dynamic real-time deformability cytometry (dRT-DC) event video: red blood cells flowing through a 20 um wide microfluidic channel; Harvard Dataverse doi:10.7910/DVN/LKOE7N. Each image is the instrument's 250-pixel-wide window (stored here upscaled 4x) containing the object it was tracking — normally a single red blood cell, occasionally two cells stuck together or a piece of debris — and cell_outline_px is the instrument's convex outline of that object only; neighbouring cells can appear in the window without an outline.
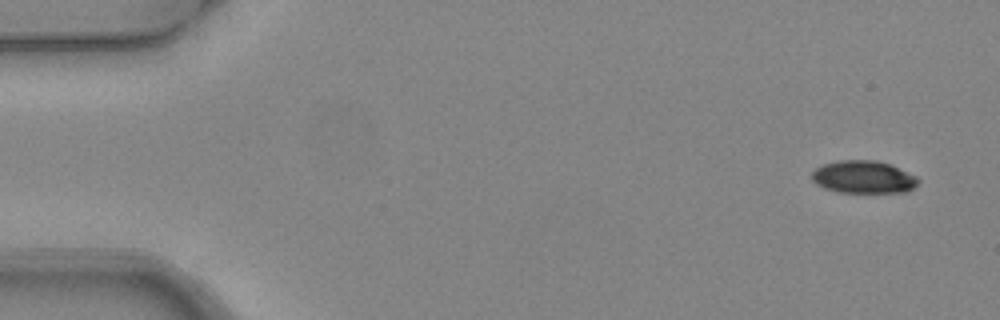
{"species": "common noctule bat (a hibernating species)", "species_latin": "Nyctalus noctula", "temperature_condition": "warm", "stored_images_in_passage": 6, "camera_frame_rate_fps": 3000, "um_per_image_px": 0.085, "animal": {"sex": "female", "body_mass_g": 24.6, "forearm_length_mm": 56.2}, "frame": {"image": 1, "passage_image": 1, "time_ms": 0.0, "image_size_px": [1000, 320], "cell_outline_px": [[920, 180], [908, 192], [840, 192], [824, 188], [816, 184], [812, 180], [812, 172], [816, 168], [824, 164], [840, 160], [876, 160], [892, 164], [916, 176]], "centroid_in_image_um": [73.41, 15.04], "position_along_channel_um": 11.6, "area_um2": 20.23}}
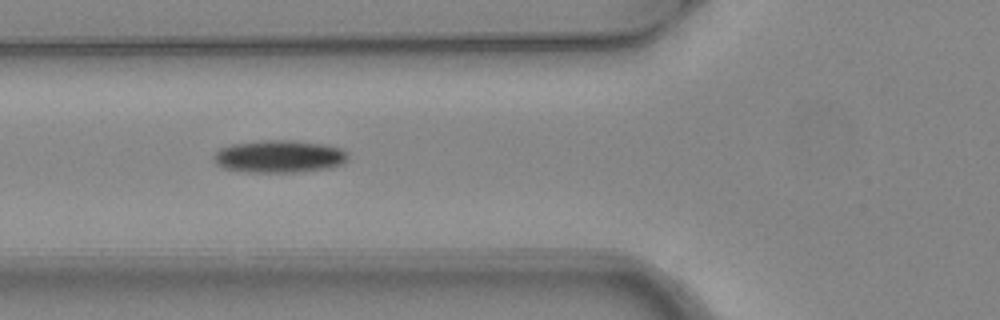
{"frame": {"image": 2, "passage_image": 5, "time_ms": 1.333, "image_size_px": [1000, 320], "cell_outline_px": [[348, 160], [344, 164], [332, 168], [292, 172], [248, 172], [224, 168], [216, 164], [212, 156], [220, 148], [232, 144], [260, 140], [292, 140], [324, 144], [340, 148], [348, 152]], "centroid_in_image_um": [23.76, 13.29], "position_along_channel_um": 102.0, "area_um2": 25.66}}
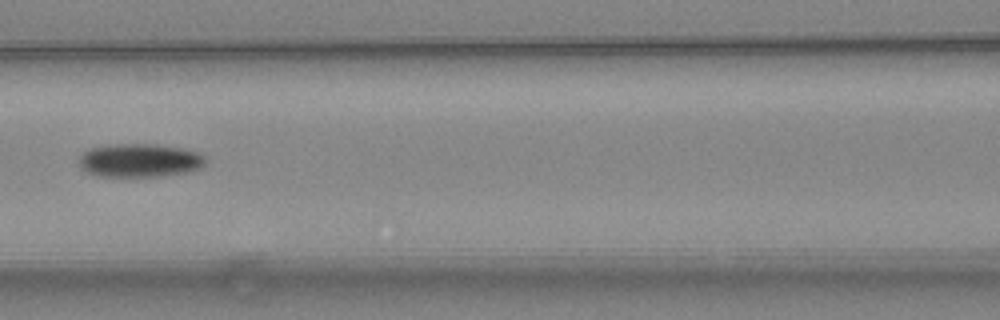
{"frame": {"image": 3, "passage_image": 6, "time_ms": 1.667, "image_size_px": [1000, 320], "cell_outline_px": [[204, 164], [200, 168], [184, 172], [156, 176], [100, 176], [88, 172], [80, 168], [80, 156], [88, 148], [108, 144], [156, 144], [184, 148], [196, 152], [204, 156]], "centroid_in_image_um": [11.83, 13.61], "position_along_channel_um": 154.8, "area_um2": 24.51}}